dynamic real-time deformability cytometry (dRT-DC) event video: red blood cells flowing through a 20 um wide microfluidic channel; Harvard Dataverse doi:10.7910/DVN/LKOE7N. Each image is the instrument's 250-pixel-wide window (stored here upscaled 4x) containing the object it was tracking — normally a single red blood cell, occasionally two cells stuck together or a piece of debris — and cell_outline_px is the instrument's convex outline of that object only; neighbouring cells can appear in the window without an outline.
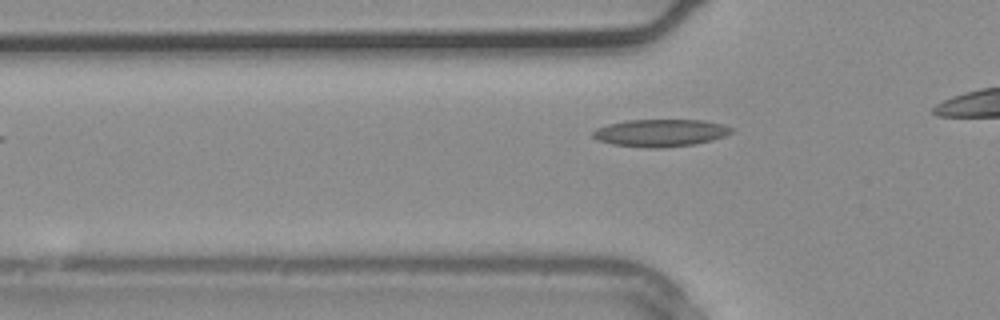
{"species": "common noctule bat (a hibernating species)", "species_latin": "Nyctalus noctula", "temperature_condition": "warm", "stored_images_in_passage": 2, "camera_frame_rate_fps": 3000, "um_per_image_px": 0.085, "animal": {"sex": "male", "body_mass_g": 20.4}, "frame": {"image": 1, "passage_image": 2, "time_ms": 0.333, "image_size_px": [1000, 320], "cell_outline_px": [[732, 132], [724, 136], [712, 140], [692, 144], [660, 148], [644, 148], [612, 144], [596, 140], [592, 136], [592, 132], [596, 128], [608, 124], [628, 120], [704, 120], [724, 124], [732, 128]], "centroid_in_image_um": [56.11, 11.29], "position_along_channel_um": 69.7, "area_um2": 22.14}}